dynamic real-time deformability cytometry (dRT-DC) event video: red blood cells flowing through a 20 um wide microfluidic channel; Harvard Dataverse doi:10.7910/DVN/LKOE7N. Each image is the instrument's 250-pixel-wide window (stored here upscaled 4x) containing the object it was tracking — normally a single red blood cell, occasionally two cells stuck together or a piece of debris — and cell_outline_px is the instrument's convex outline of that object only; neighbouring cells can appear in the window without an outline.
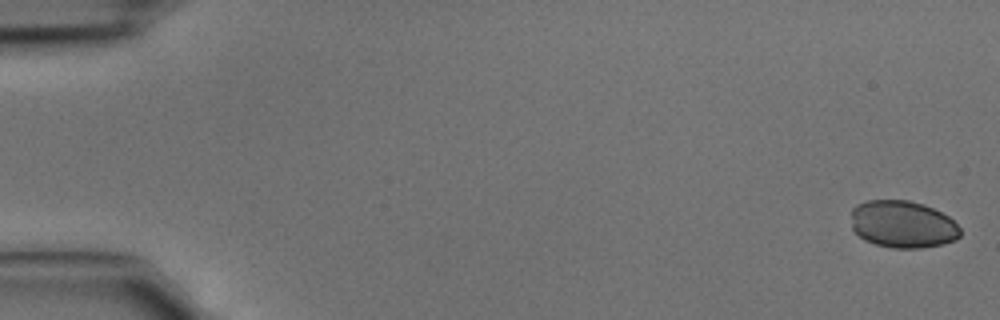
{"species": "common noctule bat (a hibernating species)", "species_latin": "Nyctalus noctula", "temperature_condition": "cold", "stored_images_in_passage": 45, "camera_frame_rate_fps": 3000, "um_per_image_px": 0.085, "animal": {"sex": "male", "body_mass_g": 15.6}, "frame": {"image": 1, "passage_image": 1, "time_ms": 0.0, "image_size_px": [1000, 320], "cell_outline_px": [[960, 236], [956, 240], [944, 244], [920, 248], [892, 248], [876, 244], [864, 240], [852, 228], [852, 208], [856, 204], [868, 200], [908, 200], [924, 204], [948, 216], [960, 228]], "centroid_in_image_um": [76.73, 19.06], "position_along_channel_um": 8.3, "area_um2": 30.11}}
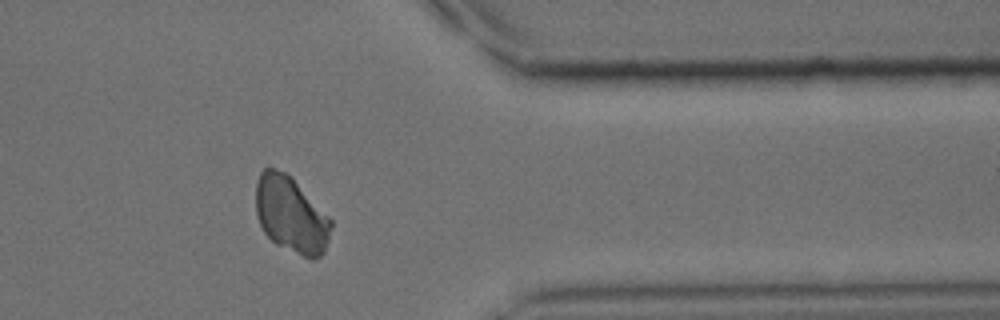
{"frame": {"image": 2, "passage_image": 37, "time_ms": 12.0, "image_size_px": [1000, 320], "cell_outline_px": [[332, 224], [328, 240], [324, 252], [316, 260], [312, 260], [276, 244], [264, 232], [260, 224], [256, 212], [256, 180], [260, 172], [264, 168], [276, 168], [288, 172], [292, 176], [332, 220]], "centroid_in_image_um": [24.73, 18.22], "position_along_channel_um": 386.7, "area_um2": 33.64}}
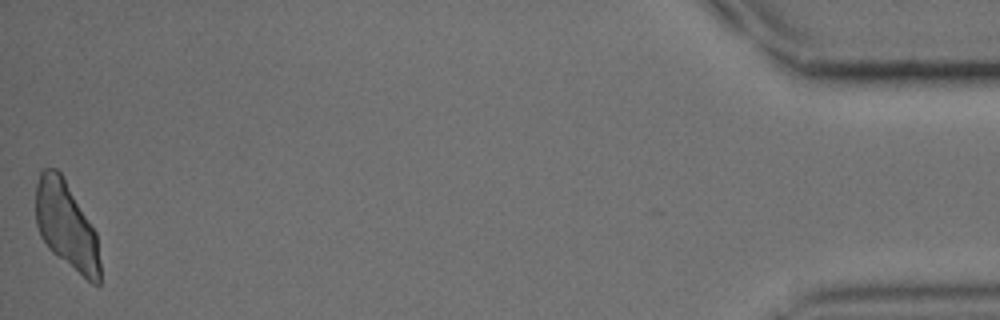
{"frame": {"image": 3, "passage_image": 45, "time_ms": 14.667, "image_size_px": [1000, 320], "cell_outline_px": [[100, 284], [92, 284], [52, 252], [48, 248], [40, 236], [36, 224], [36, 184], [40, 172], [44, 168], [56, 168], [60, 172], [96, 232], [100, 264]], "centroid_in_image_um": [5.63, 19.18], "position_along_channel_um": 429.6, "area_um2": 32.48}}